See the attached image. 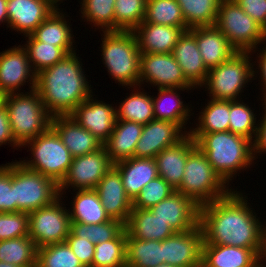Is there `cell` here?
Instances as JSON below:
<instances>
[{
    "label": "cell",
    "mask_w": 266,
    "mask_h": 267,
    "mask_svg": "<svg viewBox=\"0 0 266 267\" xmlns=\"http://www.w3.org/2000/svg\"><path fill=\"white\" fill-rule=\"evenodd\" d=\"M246 199L243 193L232 189L225 197L199 208L203 245L243 247L260 256L264 224Z\"/></svg>",
    "instance_id": "6da1fadb"
},
{
    "label": "cell",
    "mask_w": 266,
    "mask_h": 267,
    "mask_svg": "<svg viewBox=\"0 0 266 267\" xmlns=\"http://www.w3.org/2000/svg\"><path fill=\"white\" fill-rule=\"evenodd\" d=\"M76 54H68L52 67L36 74L35 90L52 116L70 115L94 93Z\"/></svg>",
    "instance_id": "7a4b0ae2"
},
{
    "label": "cell",
    "mask_w": 266,
    "mask_h": 267,
    "mask_svg": "<svg viewBox=\"0 0 266 267\" xmlns=\"http://www.w3.org/2000/svg\"><path fill=\"white\" fill-rule=\"evenodd\" d=\"M214 171L229 185L238 171L254 163L253 142L230 131L190 134Z\"/></svg>",
    "instance_id": "3957f363"
},
{
    "label": "cell",
    "mask_w": 266,
    "mask_h": 267,
    "mask_svg": "<svg viewBox=\"0 0 266 267\" xmlns=\"http://www.w3.org/2000/svg\"><path fill=\"white\" fill-rule=\"evenodd\" d=\"M101 38L102 62L118 85L139 86L140 50L133 31L103 32ZM130 86V87H128Z\"/></svg>",
    "instance_id": "277c9868"
},
{
    "label": "cell",
    "mask_w": 266,
    "mask_h": 267,
    "mask_svg": "<svg viewBox=\"0 0 266 267\" xmlns=\"http://www.w3.org/2000/svg\"><path fill=\"white\" fill-rule=\"evenodd\" d=\"M3 105L8 114L15 142L23 147L51 127L52 115L46 110L35 89L4 95Z\"/></svg>",
    "instance_id": "5b68a950"
},
{
    "label": "cell",
    "mask_w": 266,
    "mask_h": 267,
    "mask_svg": "<svg viewBox=\"0 0 266 267\" xmlns=\"http://www.w3.org/2000/svg\"><path fill=\"white\" fill-rule=\"evenodd\" d=\"M181 185L176 189L202 207L225 197L232 188L214 171L206 155L196 147L187 157Z\"/></svg>",
    "instance_id": "8992f818"
},
{
    "label": "cell",
    "mask_w": 266,
    "mask_h": 267,
    "mask_svg": "<svg viewBox=\"0 0 266 267\" xmlns=\"http://www.w3.org/2000/svg\"><path fill=\"white\" fill-rule=\"evenodd\" d=\"M14 212L30 213L52 204L60 197L58 184L51 178L11 162Z\"/></svg>",
    "instance_id": "52a82bcc"
},
{
    "label": "cell",
    "mask_w": 266,
    "mask_h": 267,
    "mask_svg": "<svg viewBox=\"0 0 266 267\" xmlns=\"http://www.w3.org/2000/svg\"><path fill=\"white\" fill-rule=\"evenodd\" d=\"M251 52H237L230 59L208 71L207 79L202 85L214 100L236 101L244 91L246 83L255 80ZM238 98V99H237Z\"/></svg>",
    "instance_id": "ba28073f"
},
{
    "label": "cell",
    "mask_w": 266,
    "mask_h": 267,
    "mask_svg": "<svg viewBox=\"0 0 266 267\" xmlns=\"http://www.w3.org/2000/svg\"><path fill=\"white\" fill-rule=\"evenodd\" d=\"M23 146L30 147L29 151L33 156L30 160H19L18 162L32 171L53 179L57 184L63 180L72 163L73 156L52 127Z\"/></svg>",
    "instance_id": "9c48e42d"
},
{
    "label": "cell",
    "mask_w": 266,
    "mask_h": 267,
    "mask_svg": "<svg viewBox=\"0 0 266 267\" xmlns=\"http://www.w3.org/2000/svg\"><path fill=\"white\" fill-rule=\"evenodd\" d=\"M215 26L237 52L254 53L266 41V31L234 0L220 1Z\"/></svg>",
    "instance_id": "30bf717a"
},
{
    "label": "cell",
    "mask_w": 266,
    "mask_h": 267,
    "mask_svg": "<svg viewBox=\"0 0 266 267\" xmlns=\"http://www.w3.org/2000/svg\"><path fill=\"white\" fill-rule=\"evenodd\" d=\"M61 196L52 204L28 213V236L37 248L66 242L71 230L69 208L63 207Z\"/></svg>",
    "instance_id": "8fae6325"
},
{
    "label": "cell",
    "mask_w": 266,
    "mask_h": 267,
    "mask_svg": "<svg viewBox=\"0 0 266 267\" xmlns=\"http://www.w3.org/2000/svg\"><path fill=\"white\" fill-rule=\"evenodd\" d=\"M107 150L103 145L93 153L73 157L72 163L58 184L59 194L63 198L65 189L68 187L76 190L95 189L100 180L113 167ZM64 192V193H63Z\"/></svg>",
    "instance_id": "7c38bea8"
},
{
    "label": "cell",
    "mask_w": 266,
    "mask_h": 267,
    "mask_svg": "<svg viewBox=\"0 0 266 267\" xmlns=\"http://www.w3.org/2000/svg\"><path fill=\"white\" fill-rule=\"evenodd\" d=\"M147 82L158 88H194L172 53H141L139 88Z\"/></svg>",
    "instance_id": "4fadbf2b"
},
{
    "label": "cell",
    "mask_w": 266,
    "mask_h": 267,
    "mask_svg": "<svg viewBox=\"0 0 266 267\" xmlns=\"http://www.w3.org/2000/svg\"><path fill=\"white\" fill-rule=\"evenodd\" d=\"M26 82L31 85L29 91L35 89L36 74L25 48L18 45L0 52V92L3 95L19 93Z\"/></svg>",
    "instance_id": "5bb4252c"
},
{
    "label": "cell",
    "mask_w": 266,
    "mask_h": 267,
    "mask_svg": "<svg viewBox=\"0 0 266 267\" xmlns=\"http://www.w3.org/2000/svg\"><path fill=\"white\" fill-rule=\"evenodd\" d=\"M203 242L200 225L186 232H176L162 241L163 263L177 267H201Z\"/></svg>",
    "instance_id": "9a60e30c"
},
{
    "label": "cell",
    "mask_w": 266,
    "mask_h": 267,
    "mask_svg": "<svg viewBox=\"0 0 266 267\" xmlns=\"http://www.w3.org/2000/svg\"><path fill=\"white\" fill-rule=\"evenodd\" d=\"M93 97L92 93L69 116L104 145L114 130L116 107Z\"/></svg>",
    "instance_id": "2e32d148"
},
{
    "label": "cell",
    "mask_w": 266,
    "mask_h": 267,
    "mask_svg": "<svg viewBox=\"0 0 266 267\" xmlns=\"http://www.w3.org/2000/svg\"><path fill=\"white\" fill-rule=\"evenodd\" d=\"M189 131L182 130L176 123L153 119L143 125V131L136 144L134 157L155 158L166 147L175 145Z\"/></svg>",
    "instance_id": "e0dca14e"
},
{
    "label": "cell",
    "mask_w": 266,
    "mask_h": 267,
    "mask_svg": "<svg viewBox=\"0 0 266 267\" xmlns=\"http://www.w3.org/2000/svg\"><path fill=\"white\" fill-rule=\"evenodd\" d=\"M199 206L191 199L174 191L149 210L169 225L175 232H186L199 225Z\"/></svg>",
    "instance_id": "ac0fdd59"
},
{
    "label": "cell",
    "mask_w": 266,
    "mask_h": 267,
    "mask_svg": "<svg viewBox=\"0 0 266 267\" xmlns=\"http://www.w3.org/2000/svg\"><path fill=\"white\" fill-rule=\"evenodd\" d=\"M57 7L53 0H7L8 27L30 35Z\"/></svg>",
    "instance_id": "d6986e66"
},
{
    "label": "cell",
    "mask_w": 266,
    "mask_h": 267,
    "mask_svg": "<svg viewBox=\"0 0 266 267\" xmlns=\"http://www.w3.org/2000/svg\"><path fill=\"white\" fill-rule=\"evenodd\" d=\"M95 190L109 217L126 224L133 208L132 200L127 196L121 175L115 166L110 168Z\"/></svg>",
    "instance_id": "ffe728a7"
},
{
    "label": "cell",
    "mask_w": 266,
    "mask_h": 267,
    "mask_svg": "<svg viewBox=\"0 0 266 267\" xmlns=\"http://www.w3.org/2000/svg\"><path fill=\"white\" fill-rule=\"evenodd\" d=\"M196 147V142L187 133L179 142L166 147L155 157L159 176L175 190L182 183L187 157Z\"/></svg>",
    "instance_id": "44dd1931"
},
{
    "label": "cell",
    "mask_w": 266,
    "mask_h": 267,
    "mask_svg": "<svg viewBox=\"0 0 266 267\" xmlns=\"http://www.w3.org/2000/svg\"><path fill=\"white\" fill-rule=\"evenodd\" d=\"M188 31L196 38L201 57L208 70L217 67L237 53L216 26L194 27Z\"/></svg>",
    "instance_id": "7402d4cb"
},
{
    "label": "cell",
    "mask_w": 266,
    "mask_h": 267,
    "mask_svg": "<svg viewBox=\"0 0 266 267\" xmlns=\"http://www.w3.org/2000/svg\"><path fill=\"white\" fill-rule=\"evenodd\" d=\"M172 54L186 80L194 88H202L209 70L203 62L196 38L189 31H185L179 38Z\"/></svg>",
    "instance_id": "603a6c76"
},
{
    "label": "cell",
    "mask_w": 266,
    "mask_h": 267,
    "mask_svg": "<svg viewBox=\"0 0 266 267\" xmlns=\"http://www.w3.org/2000/svg\"><path fill=\"white\" fill-rule=\"evenodd\" d=\"M140 53H172L185 30L143 21L133 30Z\"/></svg>",
    "instance_id": "cb8c5ba5"
},
{
    "label": "cell",
    "mask_w": 266,
    "mask_h": 267,
    "mask_svg": "<svg viewBox=\"0 0 266 267\" xmlns=\"http://www.w3.org/2000/svg\"><path fill=\"white\" fill-rule=\"evenodd\" d=\"M51 127L57 132L73 157L93 153L103 146L87 129L69 115L53 116Z\"/></svg>",
    "instance_id": "d4e9b609"
},
{
    "label": "cell",
    "mask_w": 266,
    "mask_h": 267,
    "mask_svg": "<svg viewBox=\"0 0 266 267\" xmlns=\"http://www.w3.org/2000/svg\"><path fill=\"white\" fill-rule=\"evenodd\" d=\"M114 166L118 169L125 192L132 201L148 182L159 176L155 158L132 157Z\"/></svg>",
    "instance_id": "484cf974"
},
{
    "label": "cell",
    "mask_w": 266,
    "mask_h": 267,
    "mask_svg": "<svg viewBox=\"0 0 266 267\" xmlns=\"http://www.w3.org/2000/svg\"><path fill=\"white\" fill-rule=\"evenodd\" d=\"M125 229L127 237L139 240L163 241L176 233L169 222L156 217L149 209L139 208H132Z\"/></svg>",
    "instance_id": "4316f807"
},
{
    "label": "cell",
    "mask_w": 266,
    "mask_h": 267,
    "mask_svg": "<svg viewBox=\"0 0 266 267\" xmlns=\"http://www.w3.org/2000/svg\"><path fill=\"white\" fill-rule=\"evenodd\" d=\"M142 131L143 124L116 119L114 130L104 144L113 164L134 157Z\"/></svg>",
    "instance_id": "83f0119b"
},
{
    "label": "cell",
    "mask_w": 266,
    "mask_h": 267,
    "mask_svg": "<svg viewBox=\"0 0 266 267\" xmlns=\"http://www.w3.org/2000/svg\"><path fill=\"white\" fill-rule=\"evenodd\" d=\"M259 257L251 250L229 245H203L201 267H256Z\"/></svg>",
    "instance_id": "f1b7e54d"
},
{
    "label": "cell",
    "mask_w": 266,
    "mask_h": 267,
    "mask_svg": "<svg viewBox=\"0 0 266 267\" xmlns=\"http://www.w3.org/2000/svg\"><path fill=\"white\" fill-rule=\"evenodd\" d=\"M65 15L57 7L30 35L36 41L61 47L67 54L76 52L70 28L72 25L65 19Z\"/></svg>",
    "instance_id": "f546056e"
},
{
    "label": "cell",
    "mask_w": 266,
    "mask_h": 267,
    "mask_svg": "<svg viewBox=\"0 0 266 267\" xmlns=\"http://www.w3.org/2000/svg\"><path fill=\"white\" fill-rule=\"evenodd\" d=\"M191 89L195 88H158L157 97L152 96L154 119L170 121L176 123L182 130L186 129L184 126L188 124L187 121L190 119L193 109L183 104L180 93L177 92Z\"/></svg>",
    "instance_id": "4dcf8cb0"
},
{
    "label": "cell",
    "mask_w": 266,
    "mask_h": 267,
    "mask_svg": "<svg viewBox=\"0 0 266 267\" xmlns=\"http://www.w3.org/2000/svg\"><path fill=\"white\" fill-rule=\"evenodd\" d=\"M73 196L72 210L69 209L71 222L82 224H101L110 221L95 189L77 190Z\"/></svg>",
    "instance_id": "1f68e13d"
},
{
    "label": "cell",
    "mask_w": 266,
    "mask_h": 267,
    "mask_svg": "<svg viewBox=\"0 0 266 267\" xmlns=\"http://www.w3.org/2000/svg\"><path fill=\"white\" fill-rule=\"evenodd\" d=\"M230 101L208 100L200 112L196 128H190L189 134H208L229 131Z\"/></svg>",
    "instance_id": "d6a6232c"
},
{
    "label": "cell",
    "mask_w": 266,
    "mask_h": 267,
    "mask_svg": "<svg viewBox=\"0 0 266 267\" xmlns=\"http://www.w3.org/2000/svg\"><path fill=\"white\" fill-rule=\"evenodd\" d=\"M137 87H131L135 90H132V93L121 101L118 108L116 106V118L144 125L154 119L153 100L151 95L141 92Z\"/></svg>",
    "instance_id": "836d02e7"
},
{
    "label": "cell",
    "mask_w": 266,
    "mask_h": 267,
    "mask_svg": "<svg viewBox=\"0 0 266 267\" xmlns=\"http://www.w3.org/2000/svg\"><path fill=\"white\" fill-rule=\"evenodd\" d=\"M161 263L162 241L127 237L126 267H153Z\"/></svg>",
    "instance_id": "e575fe53"
},
{
    "label": "cell",
    "mask_w": 266,
    "mask_h": 267,
    "mask_svg": "<svg viewBox=\"0 0 266 267\" xmlns=\"http://www.w3.org/2000/svg\"><path fill=\"white\" fill-rule=\"evenodd\" d=\"M0 261L20 267H36L37 247L29 236L1 240Z\"/></svg>",
    "instance_id": "d590c367"
},
{
    "label": "cell",
    "mask_w": 266,
    "mask_h": 267,
    "mask_svg": "<svg viewBox=\"0 0 266 267\" xmlns=\"http://www.w3.org/2000/svg\"><path fill=\"white\" fill-rule=\"evenodd\" d=\"M221 0H177L186 26H215Z\"/></svg>",
    "instance_id": "8d00e7d4"
},
{
    "label": "cell",
    "mask_w": 266,
    "mask_h": 267,
    "mask_svg": "<svg viewBox=\"0 0 266 267\" xmlns=\"http://www.w3.org/2000/svg\"><path fill=\"white\" fill-rule=\"evenodd\" d=\"M144 21L151 24L182 27L185 31L189 30L177 0H147Z\"/></svg>",
    "instance_id": "74e56055"
},
{
    "label": "cell",
    "mask_w": 266,
    "mask_h": 267,
    "mask_svg": "<svg viewBox=\"0 0 266 267\" xmlns=\"http://www.w3.org/2000/svg\"><path fill=\"white\" fill-rule=\"evenodd\" d=\"M126 241L124 228L114 239L95 244L91 267H126Z\"/></svg>",
    "instance_id": "f35d334b"
},
{
    "label": "cell",
    "mask_w": 266,
    "mask_h": 267,
    "mask_svg": "<svg viewBox=\"0 0 266 267\" xmlns=\"http://www.w3.org/2000/svg\"><path fill=\"white\" fill-rule=\"evenodd\" d=\"M26 37L28 38L27 44L25 43L23 47L27 51L30 65L35 74L52 67L68 55L61 47L36 41L31 35Z\"/></svg>",
    "instance_id": "ab89813d"
},
{
    "label": "cell",
    "mask_w": 266,
    "mask_h": 267,
    "mask_svg": "<svg viewBox=\"0 0 266 267\" xmlns=\"http://www.w3.org/2000/svg\"><path fill=\"white\" fill-rule=\"evenodd\" d=\"M81 14L86 22L103 32L115 31V0H82Z\"/></svg>",
    "instance_id": "60d3db41"
},
{
    "label": "cell",
    "mask_w": 266,
    "mask_h": 267,
    "mask_svg": "<svg viewBox=\"0 0 266 267\" xmlns=\"http://www.w3.org/2000/svg\"><path fill=\"white\" fill-rule=\"evenodd\" d=\"M36 267H84L66 242L37 248Z\"/></svg>",
    "instance_id": "b9f144b4"
},
{
    "label": "cell",
    "mask_w": 266,
    "mask_h": 267,
    "mask_svg": "<svg viewBox=\"0 0 266 267\" xmlns=\"http://www.w3.org/2000/svg\"><path fill=\"white\" fill-rule=\"evenodd\" d=\"M147 0H115V31H133L145 19Z\"/></svg>",
    "instance_id": "7bdbcfd3"
},
{
    "label": "cell",
    "mask_w": 266,
    "mask_h": 267,
    "mask_svg": "<svg viewBox=\"0 0 266 267\" xmlns=\"http://www.w3.org/2000/svg\"><path fill=\"white\" fill-rule=\"evenodd\" d=\"M257 115L241 100L230 101L229 131L254 141L257 134ZM257 122V123H256ZM256 125V126H255ZM254 138V139H253Z\"/></svg>",
    "instance_id": "ee69618b"
},
{
    "label": "cell",
    "mask_w": 266,
    "mask_h": 267,
    "mask_svg": "<svg viewBox=\"0 0 266 267\" xmlns=\"http://www.w3.org/2000/svg\"><path fill=\"white\" fill-rule=\"evenodd\" d=\"M124 228V223L111 219L101 224L92 225L71 222L70 232L76 237L85 238L93 244H98L114 239Z\"/></svg>",
    "instance_id": "f6af8a7d"
},
{
    "label": "cell",
    "mask_w": 266,
    "mask_h": 267,
    "mask_svg": "<svg viewBox=\"0 0 266 267\" xmlns=\"http://www.w3.org/2000/svg\"><path fill=\"white\" fill-rule=\"evenodd\" d=\"M175 191L160 176L148 182L132 201L133 208L150 209Z\"/></svg>",
    "instance_id": "bcb514c9"
},
{
    "label": "cell",
    "mask_w": 266,
    "mask_h": 267,
    "mask_svg": "<svg viewBox=\"0 0 266 267\" xmlns=\"http://www.w3.org/2000/svg\"><path fill=\"white\" fill-rule=\"evenodd\" d=\"M28 236V213L0 212V241Z\"/></svg>",
    "instance_id": "7dc6e473"
},
{
    "label": "cell",
    "mask_w": 266,
    "mask_h": 267,
    "mask_svg": "<svg viewBox=\"0 0 266 267\" xmlns=\"http://www.w3.org/2000/svg\"><path fill=\"white\" fill-rule=\"evenodd\" d=\"M8 164V165H7ZM0 165V212H14L11 163Z\"/></svg>",
    "instance_id": "c3c4849f"
},
{
    "label": "cell",
    "mask_w": 266,
    "mask_h": 267,
    "mask_svg": "<svg viewBox=\"0 0 266 267\" xmlns=\"http://www.w3.org/2000/svg\"><path fill=\"white\" fill-rule=\"evenodd\" d=\"M66 243L84 267L92 266L95 244L88 239L76 237L71 232L66 238Z\"/></svg>",
    "instance_id": "681fc988"
},
{
    "label": "cell",
    "mask_w": 266,
    "mask_h": 267,
    "mask_svg": "<svg viewBox=\"0 0 266 267\" xmlns=\"http://www.w3.org/2000/svg\"><path fill=\"white\" fill-rule=\"evenodd\" d=\"M239 7L266 31V0H234Z\"/></svg>",
    "instance_id": "f907efd6"
},
{
    "label": "cell",
    "mask_w": 266,
    "mask_h": 267,
    "mask_svg": "<svg viewBox=\"0 0 266 267\" xmlns=\"http://www.w3.org/2000/svg\"><path fill=\"white\" fill-rule=\"evenodd\" d=\"M7 143L11 144V147L21 148L14 139L11 125L9 122L8 114L5 109V106L0 107V146L6 145Z\"/></svg>",
    "instance_id": "816d5d0a"
},
{
    "label": "cell",
    "mask_w": 266,
    "mask_h": 267,
    "mask_svg": "<svg viewBox=\"0 0 266 267\" xmlns=\"http://www.w3.org/2000/svg\"><path fill=\"white\" fill-rule=\"evenodd\" d=\"M264 112V115H262L263 117H261L262 121L258 120V122H260L257 125V134L253 141L254 159H256L255 156H257L258 153H266V111L264 110Z\"/></svg>",
    "instance_id": "f5cc1de1"
},
{
    "label": "cell",
    "mask_w": 266,
    "mask_h": 267,
    "mask_svg": "<svg viewBox=\"0 0 266 267\" xmlns=\"http://www.w3.org/2000/svg\"><path fill=\"white\" fill-rule=\"evenodd\" d=\"M264 47L262 48V50L260 49V51H259L260 53L257 55L258 57H256V58H258V60H257L258 65H256L259 67V68L256 67L258 69V71L256 68H253V69H255V71L253 70V77H256L255 76L256 73L260 72L259 73L261 76L260 82H262L260 86H262V88H263L262 94L266 93V45Z\"/></svg>",
    "instance_id": "db71d44e"
},
{
    "label": "cell",
    "mask_w": 266,
    "mask_h": 267,
    "mask_svg": "<svg viewBox=\"0 0 266 267\" xmlns=\"http://www.w3.org/2000/svg\"><path fill=\"white\" fill-rule=\"evenodd\" d=\"M259 263L263 267H266V265H265L266 264V223H265V226H264L263 232H262V249H261V253H260V256H259Z\"/></svg>",
    "instance_id": "11a10c76"
},
{
    "label": "cell",
    "mask_w": 266,
    "mask_h": 267,
    "mask_svg": "<svg viewBox=\"0 0 266 267\" xmlns=\"http://www.w3.org/2000/svg\"><path fill=\"white\" fill-rule=\"evenodd\" d=\"M7 23L8 27V13H7V0H0V23Z\"/></svg>",
    "instance_id": "9f6ffc18"
},
{
    "label": "cell",
    "mask_w": 266,
    "mask_h": 267,
    "mask_svg": "<svg viewBox=\"0 0 266 267\" xmlns=\"http://www.w3.org/2000/svg\"><path fill=\"white\" fill-rule=\"evenodd\" d=\"M0 267H20V266L0 261Z\"/></svg>",
    "instance_id": "6f0895ef"
},
{
    "label": "cell",
    "mask_w": 266,
    "mask_h": 267,
    "mask_svg": "<svg viewBox=\"0 0 266 267\" xmlns=\"http://www.w3.org/2000/svg\"><path fill=\"white\" fill-rule=\"evenodd\" d=\"M263 97H261V98H263V99H261V101H264L263 103H262V107H263V110L265 109V111H266V93H264L263 95H262Z\"/></svg>",
    "instance_id": "680465c9"
},
{
    "label": "cell",
    "mask_w": 266,
    "mask_h": 267,
    "mask_svg": "<svg viewBox=\"0 0 266 267\" xmlns=\"http://www.w3.org/2000/svg\"><path fill=\"white\" fill-rule=\"evenodd\" d=\"M153 267H177V266H172V265L167 264V263H161V264L155 265Z\"/></svg>",
    "instance_id": "91938a15"
},
{
    "label": "cell",
    "mask_w": 266,
    "mask_h": 267,
    "mask_svg": "<svg viewBox=\"0 0 266 267\" xmlns=\"http://www.w3.org/2000/svg\"><path fill=\"white\" fill-rule=\"evenodd\" d=\"M4 95L0 92V107L3 105Z\"/></svg>",
    "instance_id": "94428289"
},
{
    "label": "cell",
    "mask_w": 266,
    "mask_h": 267,
    "mask_svg": "<svg viewBox=\"0 0 266 267\" xmlns=\"http://www.w3.org/2000/svg\"><path fill=\"white\" fill-rule=\"evenodd\" d=\"M57 5H59L58 3L60 2H63V0H53Z\"/></svg>",
    "instance_id": "6125c7cd"
},
{
    "label": "cell",
    "mask_w": 266,
    "mask_h": 267,
    "mask_svg": "<svg viewBox=\"0 0 266 267\" xmlns=\"http://www.w3.org/2000/svg\"><path fill=\"white\" fill-rule=\"evenodd\" d=\"M256 267H263L260 263Z\"/></svg>",
    "instance_id": "be15d7a7"
}]
</instances>
